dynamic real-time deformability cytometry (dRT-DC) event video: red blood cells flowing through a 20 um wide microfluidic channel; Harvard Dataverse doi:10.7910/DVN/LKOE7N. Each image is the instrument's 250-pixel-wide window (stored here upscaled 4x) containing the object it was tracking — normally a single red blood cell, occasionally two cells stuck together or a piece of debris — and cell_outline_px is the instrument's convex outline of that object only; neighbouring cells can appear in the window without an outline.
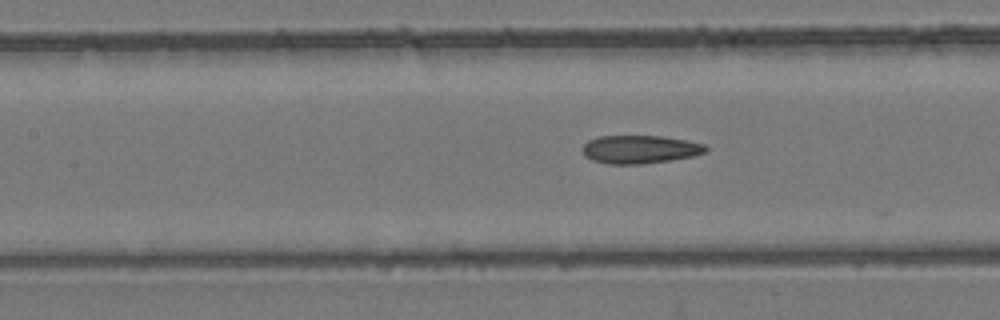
{"species": "common noctule bat (a hibernating species)", "species_latin": "Nyctalus noctula", "temperature_condition": "room temperature", "stored_images_in_passage": 25, "camera_frame_rate_fps": 3000, "um_per_image_px": 0.085, "animal": {"sex": "female", "body_mass_g": 24.6, "forearm_length_mm": 56.2}, "frame": {"image": 1, "passage_image": 25, "time_ms": 8.0, "image_size_px": [1000, 320], "cell_outline_px": [[708, 152], [692, 156], [668, 160], [640, 164], [608, 164], [592, 160], [584, 156], [584, 144], [588, 140], [596, 136], [664, 136], [688, 140], [704, 144], [708, 148]], "centroid_in_image_um": [54.4, 12.68], "position_along_channel_um": 153.0, "area_um2": 20.29}}